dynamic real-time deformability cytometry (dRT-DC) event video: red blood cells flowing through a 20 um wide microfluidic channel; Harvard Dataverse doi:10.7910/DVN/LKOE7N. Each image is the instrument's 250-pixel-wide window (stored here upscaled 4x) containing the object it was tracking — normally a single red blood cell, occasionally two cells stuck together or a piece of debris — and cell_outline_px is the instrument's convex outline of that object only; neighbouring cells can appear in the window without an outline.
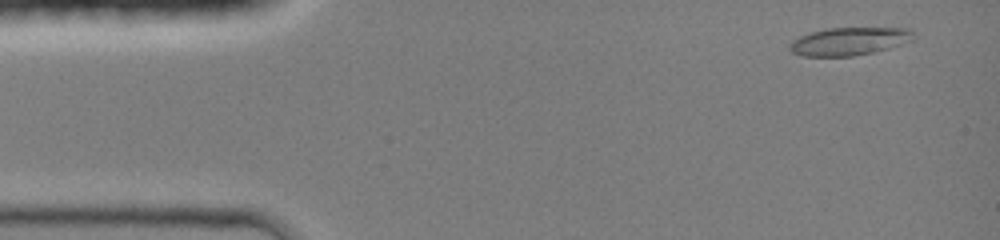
{"species": "common noctule bat (a hibernating species)", "species_latin": "Nyctalus noctula", "temperature_condition": "room temperature", "stored_images_in_passage": 42, "camera_frame_rate_fps": 3000, "um_per_image_px": 0.085, "animal": {"sex": "female", "body_mass_g": 19.0, "forearm_length_mm": 51.5}, "frame": {"image": 1, "passage_image": 3, "time_ms": 0.667, "image_size_px": [1000, 240], "cell_outline_px": [[916, 36], [912, 40], [888, 48], [872, 52], [852, 56], [804, 56], [792, 52], [788, 48], [788, 44], [792, 40], [800, 36], [812, 32], [828, 28], [912, 28]], "centroid_in_image_um": [72.18, 3.5], "position_along_channel_um": 12.8, "area_um2": 20.11}}
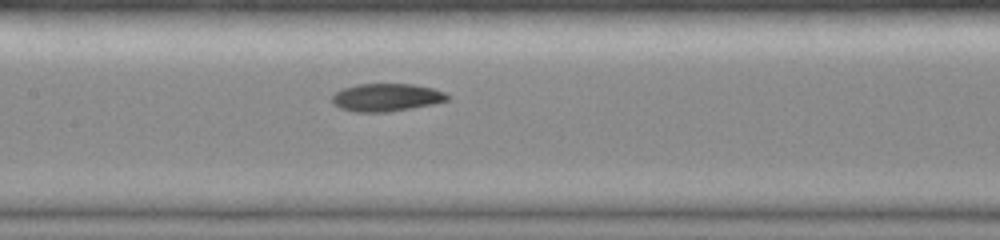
{"frame": {"image": 2, "passage_image": 21, "time_ms": 6.667, "image_size_px": [1000, 240], "cell_outline_px": [[448, 100], [432, 104], [412, 108], [388, 112], [356, 112], [340, 108], [332, 100], [332, 96], [336, 92], [344, 88], [356, 84], [412, 84], [432, 88], [444, 92], [448, 96]], "centroid_in_image_um": [32.84, 8.28], "position_along_channel_um": 174.6, "area_um2": 18.5}}
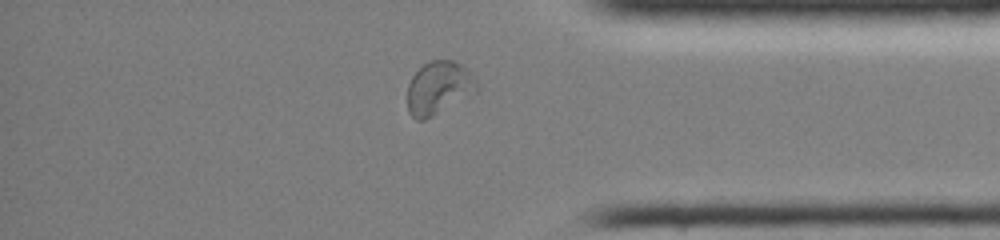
{"frame": {"image": 3, "passage_image": 37, "time_ms": 12.0, "image_size_px": [1000, 240], "cell_outline_px": [[480, 88], [476, 92], [432, 116], [424, 120], [416, 120], [408, 112], [408, 84], [412, 76], [424, 64], [432, 60], [456, 60], [468, 68], [476, 80]], "centroid_in_image_um": [37.32, 7.45], "position_along_channel_um": 397.9, "area_um2": 21.5}, "authors_computed_cell_mechanics": {"area_um2": 19.5653, "velocity_mm_per_s": 4.2815, "shape_relaxation_time_tau1_ms": null, "shape_relaxation_time_tau2_ms": 4.5127, "deformation_change_tau1": null, "deformation_change_tau2": 0.0747}}